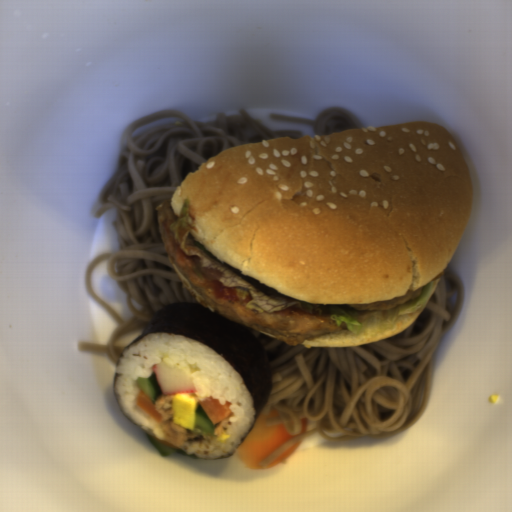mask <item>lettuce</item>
<instances>
[{
	"mask_svg": "<svg viewBox=\"0 0 512 512\" xmlns=\"http://www.w3.org/2000/svg\"><path fill=\"white\" fill-rule=\"evenodd\" d=\"M196 226L188 199H184L181 215L169 225L175 244L187 256H199L201 267L220 271L219 282L235 288L236 296L248 300L246 306L261 314L274 313L290 306L302 307L307 313H327L334 324L342 325L358 339H370L390 335L403 321L415 313L432 294L437 281L422 287L417 298L386 310H353L348 304H312L296 300L243 275L240 270L215 257L190 231Z\"/></svg>",
	"mask_w": 512,
	"mask_h": 512,
	"instance_id": "lettuce-1",
	"label": "lettuce"
}]
</instances>
